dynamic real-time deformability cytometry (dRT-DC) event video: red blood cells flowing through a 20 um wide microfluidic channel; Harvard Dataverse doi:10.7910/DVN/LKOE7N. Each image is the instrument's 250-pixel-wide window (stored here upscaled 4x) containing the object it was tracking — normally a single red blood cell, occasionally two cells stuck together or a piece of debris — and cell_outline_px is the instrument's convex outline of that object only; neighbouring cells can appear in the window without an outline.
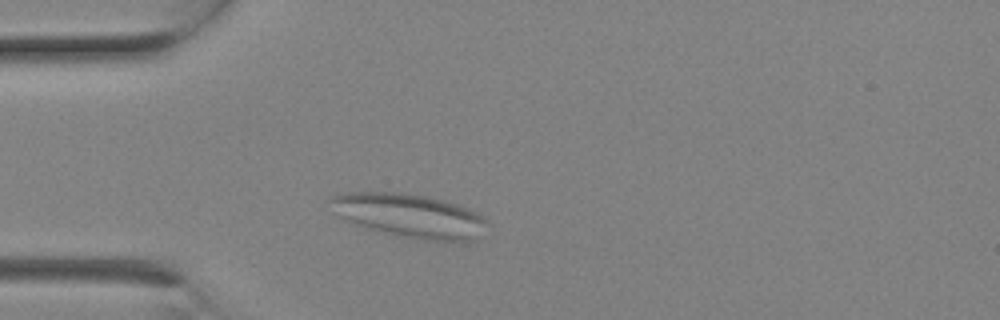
{"species": "Egyptian fruit bat (a non-hibernating species)", "species_latin": "Rousettus aegyptiacus", "temperature_condition": "room temperature", "stored_images_in_passage": 1, "camera_frame_rate_fps": 3000, "um_per_image_px": 0.085, "animal": {"sex": "female"}, "frame": {"image": 1, "passage_image": 1, "time_ms": 0.0, "image_size_px": [1000, 320], "cell_outline_px": [[488, 224], [468, 244], [460, 244], [424, 240], [380, 232], [356, 224], [332, 212], [324, 200], [328, 196], [348, 192], [396, 192], [428, 196], [444, 200], [468, 208], [476, 212]], "centroid_in_image_um": [34.76, 18.34], "position_along_channel_um": 50.2, "area_um2": 40.63}}